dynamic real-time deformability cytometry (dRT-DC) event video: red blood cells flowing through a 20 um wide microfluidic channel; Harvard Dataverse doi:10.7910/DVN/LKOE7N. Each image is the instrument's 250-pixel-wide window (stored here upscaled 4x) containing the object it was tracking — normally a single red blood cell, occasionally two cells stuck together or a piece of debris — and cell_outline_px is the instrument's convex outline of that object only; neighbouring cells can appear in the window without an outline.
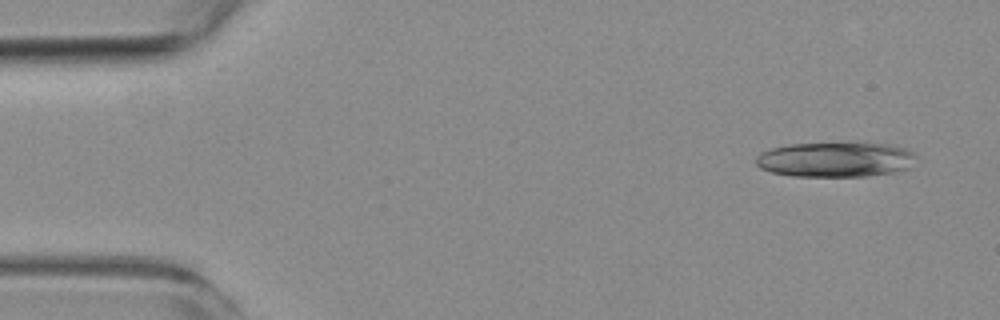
{"species": "common noctule bat (a hibernating species)", "species_latin": "Nyctalus noctula", "temperature_condition": "room temperature", "stored_images_in_passage": 4, "camera_frame_rate_fps": 3000, "um_per_image_px": 0.085, "animal": {"sex": "female", "body_mass_g": 19.3, "forearm_length_mm": 54.1}, "frame": {"image": 1, "passage_image": 1, "time_ms": 0.0, "image_size_px": [1000, 320], "cell_outline_px": [[916, 156], [908, 168], [892, 172], [868, 176], [792, 176], [772, 172], [760, 168], [756, 164], [756, 156], [760, 152], [772, 148], [788, 144], [892, 144], [908, 148]], "centroid_in_image_um": [70.99, 13.57], "position_along_channel_um": 14.0, "area_um2": 32.31}}